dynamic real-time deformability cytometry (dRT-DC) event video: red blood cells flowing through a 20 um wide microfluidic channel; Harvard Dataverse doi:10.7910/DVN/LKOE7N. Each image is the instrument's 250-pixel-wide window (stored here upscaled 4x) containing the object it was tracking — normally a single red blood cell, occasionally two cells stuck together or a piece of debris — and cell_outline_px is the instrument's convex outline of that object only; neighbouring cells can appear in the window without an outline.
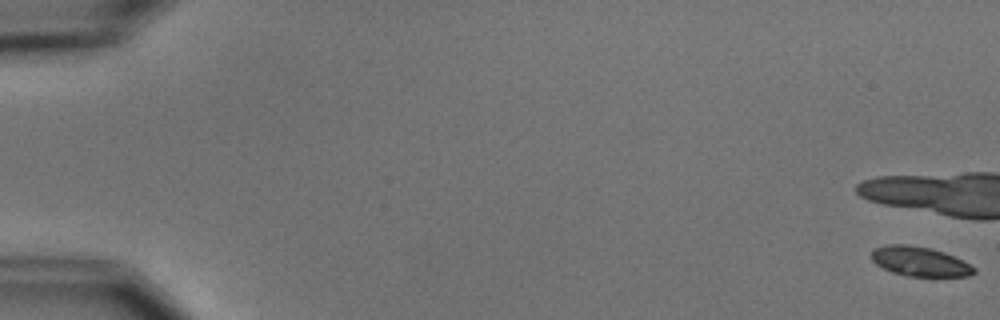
{"species": "common noctule bat (a hibernating species)", "species_latin": "Nyctalus noctula", "temperature_condition": "cold", "stored_images_in_passage": 5, "camera_frame_rate_fps": 3000, "um_per_image_px": 0.085, "animal": {"sex": "male", "body_mass_g": 15.6}, "frame": {"image": 1, "passage_image": 1, "time_ms": 0.0, "image_size_px": [1000, 320], "cell_outline_px": [[976, 272], [968, 276], [908, 276], [892, 272], [876, 264], [872, 260], [872, 248], [888, 244], [908, 244], [932, 248], [944, 252], [976, 268]], "centroid_in_image_um": [78.15, 22.21], "position_along_channel_um": 6.9, "area_um2": 17.57}}